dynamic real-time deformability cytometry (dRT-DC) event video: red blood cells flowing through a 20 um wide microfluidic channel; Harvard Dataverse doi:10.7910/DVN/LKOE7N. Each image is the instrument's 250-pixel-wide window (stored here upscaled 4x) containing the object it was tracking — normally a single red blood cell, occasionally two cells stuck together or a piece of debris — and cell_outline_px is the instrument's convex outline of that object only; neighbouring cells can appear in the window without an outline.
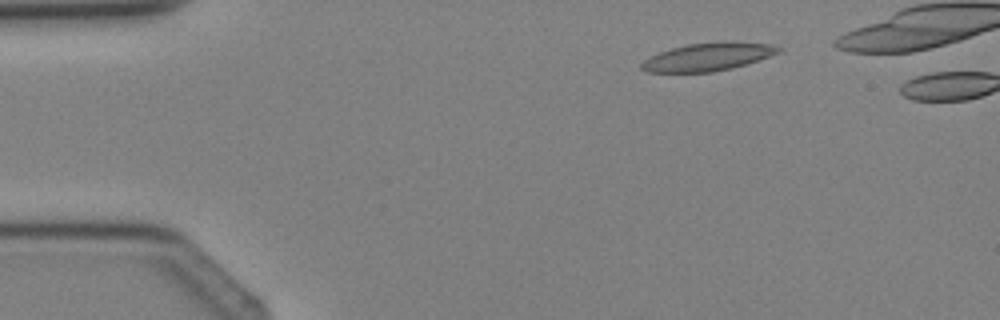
{"species": "Egyptian fruit bat (a non-hibernating species)", "species_latin": "Rousettus aegyptiacus", "temperature_condition": "cold", "stored_images_in_passage": 2, "camera_frame_rate_fps": 3000, "um_per_image_px": 0.085, "animal": {"sex": "female"}, "frame": {"image": 1, "passage_image": 1, "time_ms": 0.0, "image_size_px": [1000, 320], "cell_outline_px": [[784, 48], [780, 52], [732, 68], [712, 72], [648, 72], [640, 68], [640, 64], [644, 60], [660, 52], [672, 48], [688, 44], [720, 40], [728, 40], [772, 44]], "centroid_in_image_um": [60.2, 4.8], "position_along_channel_um": 24.8, "area_um2": 22.43}}